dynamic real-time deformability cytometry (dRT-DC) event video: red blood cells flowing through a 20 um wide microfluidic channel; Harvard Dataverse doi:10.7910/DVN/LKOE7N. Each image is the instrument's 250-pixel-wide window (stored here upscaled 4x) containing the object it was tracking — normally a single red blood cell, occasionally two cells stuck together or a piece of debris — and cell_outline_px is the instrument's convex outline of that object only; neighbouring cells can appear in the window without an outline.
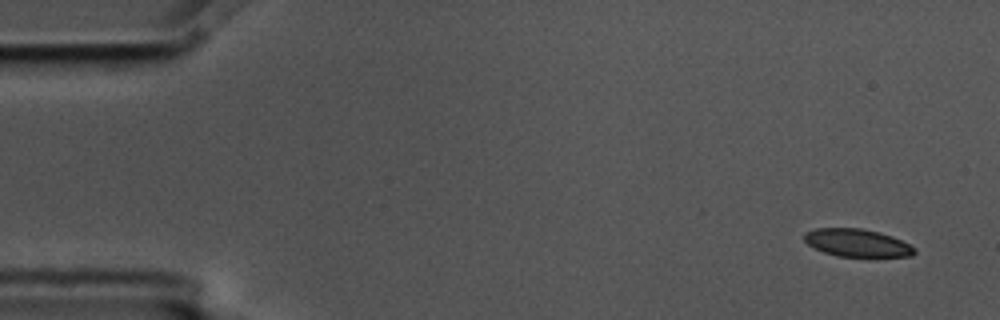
{"species": "common noctule bat (a hibernating species)", "species_latin": "Nyctalus noctula", "temperature_condition": "cold", "stored_images_in_passage": 9, "camera_frame_rate_fps": 3000, "um_per_image_px": 0.085, "animal": {"sex": "male", "body_mass_g": 17.5, "forearm_length_mm": 52.3}, "frame": {"image": 1, "passage_image": 1, "time_ms": 0.0, "image_size_px": [1000, 320], "cell_outline_px": [[916, 252], [912, 256], [836, 256], [824, 252], [808, 244], [804, 240], [804, 232], [816, 228], [864, 228], [880, 232], [892, 236], [916, 248]], "centroid_in_image_um": [72.85, 20.63], "position_along_channel_um": 12.2, "area_um2": 17.74}}
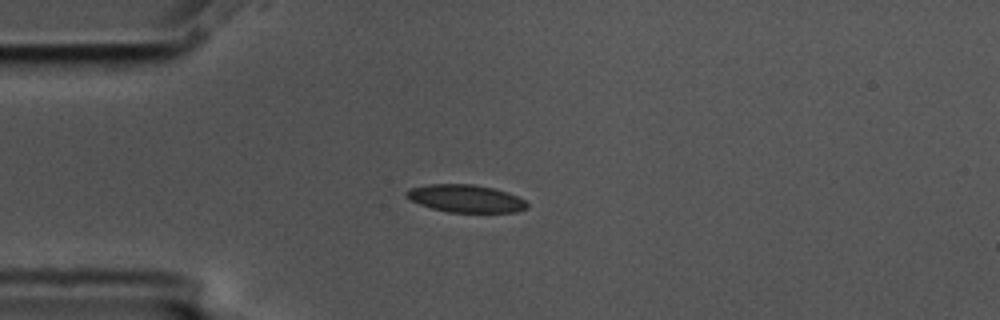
{"frame": {"image": 2, "passage_image": 4, "time_ms": 1.0, "image_size_px": [1000, 320], "cell_outline_px": [[528, 208], [516, 212], [448, 212], [432, 208], [420, 204], [404, 196], [404, 192], [408, 188], [428, 184], [472, 184], [492, 188], [508, 192], [524, 200], [528, 204]], "centroid_in_image_um": [39.56, 16.87], "position_along_channel_um": 45.4, "area_um2": 19.42}}